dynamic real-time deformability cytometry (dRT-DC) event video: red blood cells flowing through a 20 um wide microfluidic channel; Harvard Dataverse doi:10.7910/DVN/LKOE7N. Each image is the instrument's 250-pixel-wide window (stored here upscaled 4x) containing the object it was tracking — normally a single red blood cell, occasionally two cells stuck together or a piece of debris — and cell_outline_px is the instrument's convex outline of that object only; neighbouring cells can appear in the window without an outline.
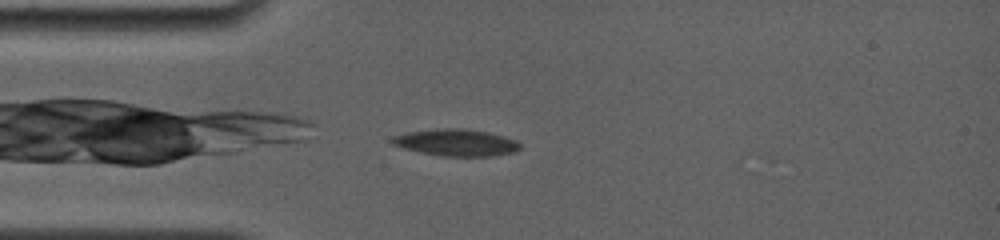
{"species": "common noctule bat (a hibernating species)", "species_latin": "Nyctalus noctula", "temperature_condition": "room temperature", "stored_images_in_passage": 3, "camera_frame_rate_fps": 4000, "um_per_image_px": 0.085, "animal": {"sex": "female", "body_mass_g": 19.0, "forearm_length_mm": 56.7}, "frame": {"image": 1, "passage_image": 1, "time_ms": 0.0, "image_size_px": [1000, 240], "cell_outline_px": [[520, 148], [516, 152], [492, 156], [444, 156], [420, 152], [404, 148], [392, 144], [388, 140], [392, 136], [408, 132], [436, 128], [460, 128], [488, 132], [504, 136], [516, 140], [520, 144]], "centroid_in_image_um": [38.76, 12.11], "position_along_channel_um": 46.2, "area_um2": 20.11}}
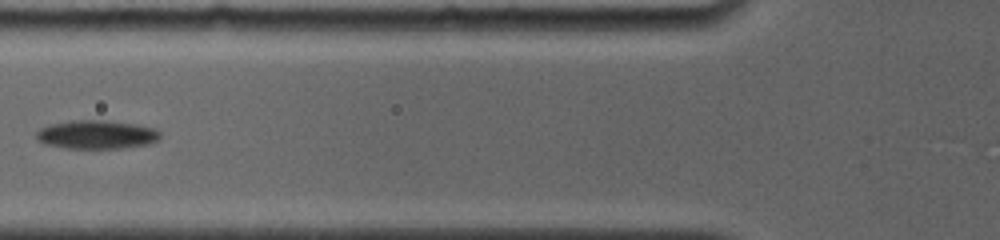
{"frame": {"image": 2, "passage_image": 3, "time_ms": 2.25, "image_size_px": [1000, 240], "cell_outline_px": [[160, 136], [156, 140], [148, 144], [120, 148], [64, 148], [44, 144], [36, 140], [36, 132], [40, 128], [52, 124], [72, 120], [108, 120], [136, 124], [156, 128], [160, 132]], "centroid_in_image_um": [8.19, 11.43], "position_along_channel_um": 117.6, "area_um2": 20.75}}